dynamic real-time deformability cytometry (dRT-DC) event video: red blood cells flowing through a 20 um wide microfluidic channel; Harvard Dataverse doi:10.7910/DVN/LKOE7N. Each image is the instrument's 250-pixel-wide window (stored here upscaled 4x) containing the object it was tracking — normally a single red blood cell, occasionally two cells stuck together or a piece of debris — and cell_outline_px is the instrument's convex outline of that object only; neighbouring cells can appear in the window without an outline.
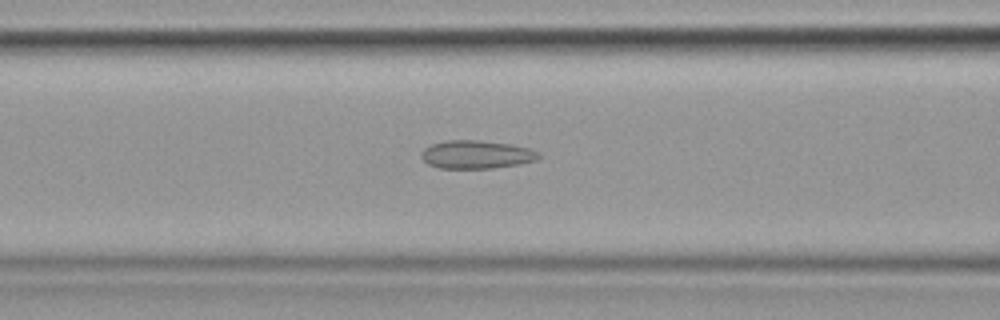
{"species": "common noctule bat (a hibernating species)", "species_latin": "Nyctalus noctula", "temperature_condition": "cold", "stored_images_in_passage": 56, "camera_frame_rate_fps": 3000, "um_per_image_px": 0.085, "animal": {"sex": "female", "body_mass_g": 19.9}, "frame": {"image": 1, "passage_image": 23, "time_ms": 7.333, "image_size_px": [1000, 320], "cell_outline_px": [[540, 156], [536, 160], [520, 164], [492, 168], [440, 168], [428, 164], [420, 156], [420, 152], [424, 148], [432, 144], [448, 140], [476, 140], [508, 144], [528, 148], [540, 152]], "centroid_in_image_um": [40.48, 13.14], "position_along_channel_um": 126.1, "area_um2": 19.19}}
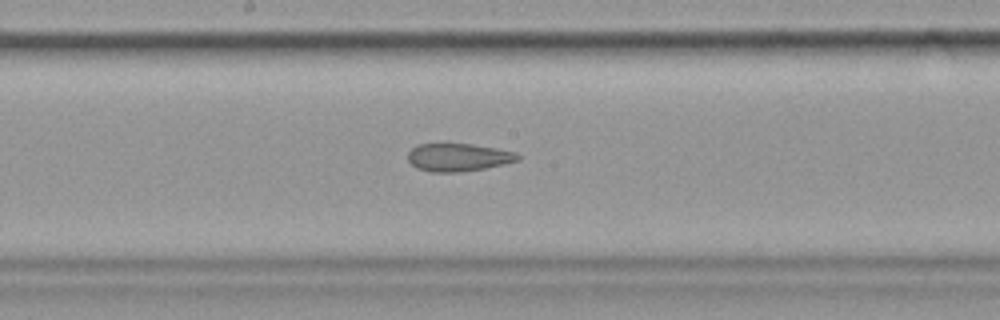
{"frame": {"image": 2, "passage_image": 30, "time_ms": 9.667, "image_size_px": [1000, 320], "cell_outline_px": [[520, 160], [504, 164], [484, 168], [460, 172], [428, 172], [416, 168], [408, 160], [408, 152], [416, 144], [472, 144], [496, 148], [516, 152], [520, 156]], "centroid_in_image_um": [38.95, 13.37], "position_along_channel_um": 209.3, "area_um2": 17.92}}
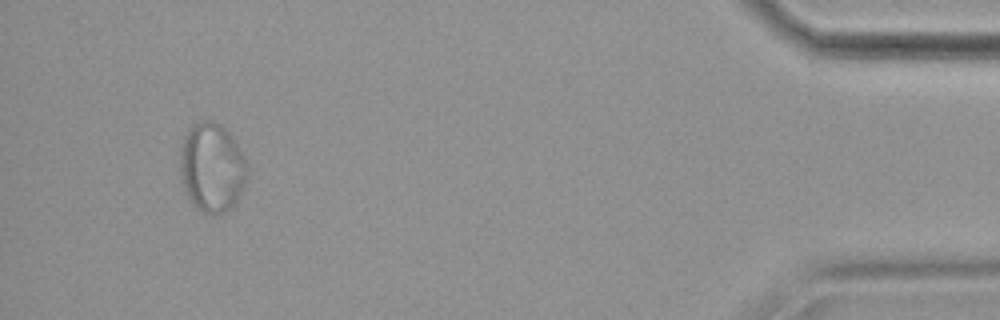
{"frame": {"image": 3, "passage_image": 53, "time_ms": 17.333, "image_size_px": [1000, 320], "cell_outline_px": [[248, 176], [244, 188], [236, 204], [224, 212], [212, 216], [196, 208], [188, 200], [184, 188], [180, 172], [180, 148], [188, 128], [204, 120], [208, 120], [220, 124], [236, 140], [248, 164]], "centroid_in_image_um": [18.04, 14.27], "position_along_channel_um": 417.2, "area_um2": 35.49}, "authors_computed_cell_mechanics": {"area_um2": 23.6691, "velocity_mm_per_s": 3.5748, "shape_relaxation_time_tau1_ms": null, "shape_relaxation_time_tau2_ms": 1.6047, "deformation_change_tau1": null, "deformation_change_tau2": 0.0765}}